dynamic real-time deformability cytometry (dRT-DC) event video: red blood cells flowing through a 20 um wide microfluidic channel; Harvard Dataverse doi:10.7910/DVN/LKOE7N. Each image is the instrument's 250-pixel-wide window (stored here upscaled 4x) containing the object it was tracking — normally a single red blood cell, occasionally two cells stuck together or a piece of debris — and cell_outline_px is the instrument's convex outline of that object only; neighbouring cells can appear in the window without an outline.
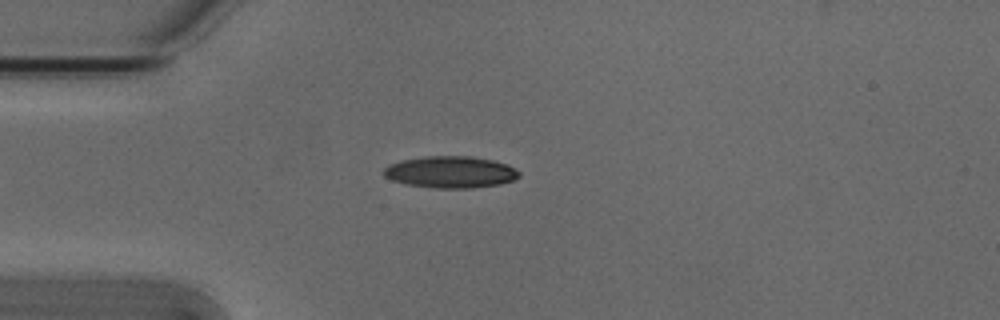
{"species": "Egyptian fruit bat (a non-hibernating species)", "species_latin": "Rousettus aegyptiacus", "temperature_condition": "cold", "stored_images_in_passage": 2, "camera_frame_rate_fps": 3000, "um_per_image_px": 0.085, "animal": {"sex": "male"}, "frame": {"image": 1, "passage_image": 2, "time_ms": 0.333, "image_size_px": [1000, 320], "cell_outline_px": [[520, 176], [512, 180], [500, 184], [472, 188], [432, 188], [404, 184], [392, 180], [384, 176], [380, 172], [388, 164], [400, 160], [424, 156], [472, 156], [492, 160], [508, 164], [520, 172]], "centroid_in_image_um": [38.25, 14.62], "position_along_channel_um": 46.8, "area_um2": 25.37}}